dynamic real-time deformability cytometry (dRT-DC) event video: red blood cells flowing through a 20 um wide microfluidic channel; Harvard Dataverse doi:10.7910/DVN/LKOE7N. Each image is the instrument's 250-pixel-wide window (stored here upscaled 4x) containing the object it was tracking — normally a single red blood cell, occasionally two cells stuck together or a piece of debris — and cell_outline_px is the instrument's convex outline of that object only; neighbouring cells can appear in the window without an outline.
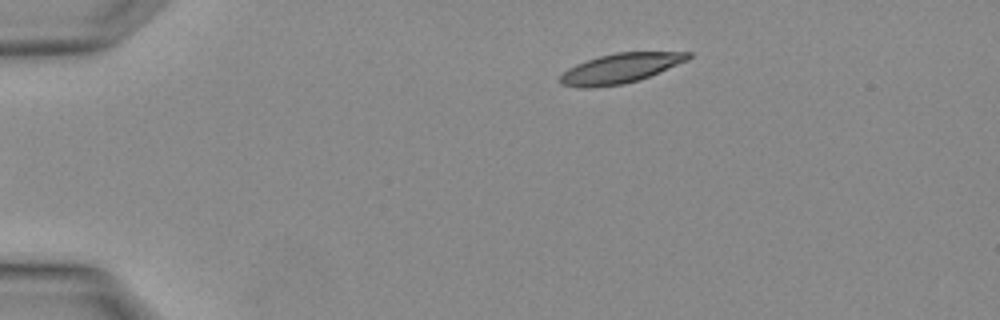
{"species": "Egyptian fruit bat (a non-hibernating species)", "species_latin": "Rousettus aegyptiacus", "temperature_condition": "warm", "stored_images_in_passage": 3, "segment_of_instrument_passage": [1, 2], "camera_frame_rate_fps": 3000, "um_per_image_px": 0.085, "animal": {"sex": "female"}, "frame": {"image": 1, "passage_image": 1, "time_ms": 0.0, "image_size_px": [1000, 320], "cell_outline_px": [[692, 56], [688, 60], [640, 80], [624, 84], [588, 88], [580, 88], [560, 84], [560, 76], [568, 68], [576, 64], [600, 56], [616, 52], [692, 52]], "centroid_in_image_um": [52.73, 5.81], "position_along_channel_um": 32.3, "area_um2": 22.14}}